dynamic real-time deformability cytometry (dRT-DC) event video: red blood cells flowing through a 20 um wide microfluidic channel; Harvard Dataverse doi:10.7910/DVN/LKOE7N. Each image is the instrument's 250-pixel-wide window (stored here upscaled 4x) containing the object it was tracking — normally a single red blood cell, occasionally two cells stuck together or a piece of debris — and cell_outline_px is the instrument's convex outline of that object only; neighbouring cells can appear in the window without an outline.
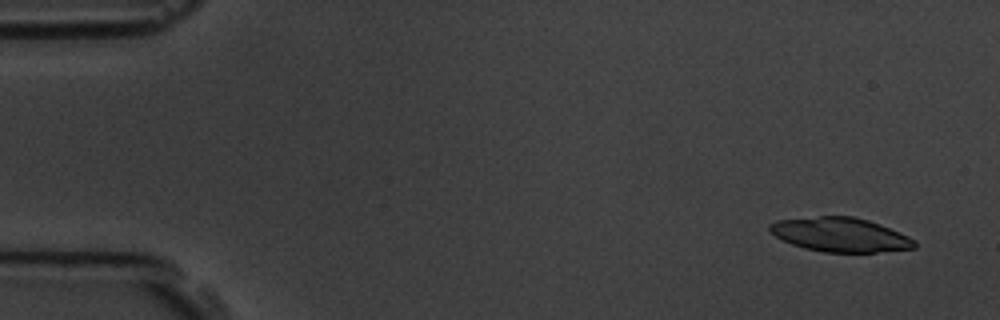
{"species": "common noctule bat (a hibernating species)", "species_latin": "Nyctalus noctula", "temperature_condition": "room temperature", "stored_images_in_passage": 6, "camera_frame_rate_fps": 3000, "um_per_image_px": 0.085, "animal": {"sex": "male", "body_mass_g": 19.5, "forearm_length_mm": 54.6}, "frame": {"image": 1, "passage_image": 1, "time_ms": 0.0, "image_size_px": [1000, 320], "cell_outline_px": [[916, 248], [876, 252], [824, 252], [804, 248], [792, 244], [768, 232], [768, 224], [776, 220], [820, 216], [852, 216], [868, 220], [880, 224], [900, 232], [916, 240]], "centroid_in_image_um": [71.42, 19.94], "position_along_channel_um": 13.6, "area_um2": 28.9}}